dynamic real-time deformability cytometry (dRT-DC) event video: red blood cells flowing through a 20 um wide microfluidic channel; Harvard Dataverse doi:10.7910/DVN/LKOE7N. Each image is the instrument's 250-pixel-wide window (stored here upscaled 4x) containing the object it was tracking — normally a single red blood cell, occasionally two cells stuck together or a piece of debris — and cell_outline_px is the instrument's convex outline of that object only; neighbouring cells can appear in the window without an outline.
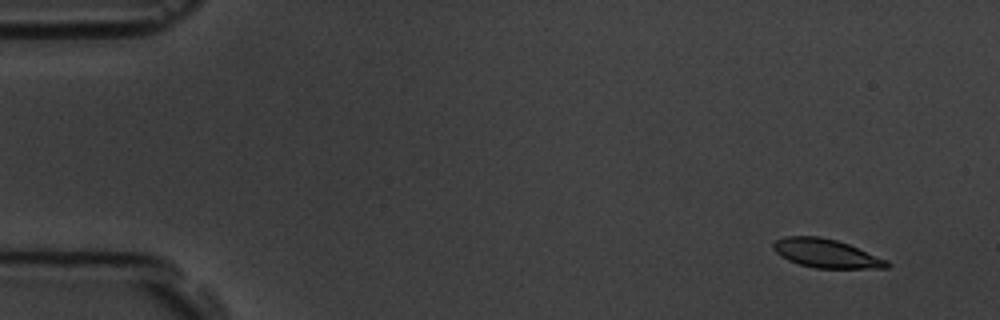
{"species": "common noctule bat (a hibernating species)", "species_latin": "Nyctalus noctula", "temperature_condition": "room temperature", "stored_images_in_passage": 6, "segment_of_instrument_passage": [1, 2], "camera_frame_rate_fps": 3000, "um_per_image_px": 0.085, "animal": {"sex": "male", "body_mass_g": 19.5, "forearm_length_mm": 54.6}, "frame": {"image": 1, "passage_image": 2, "time_ms": 1.0, "image_size_px": [1000, 320], "cell_outline_px": [[892, 264], [888, 268], [816, 268], [800, 264], [788, 260], [780, 256], [772, 248], [772, 244], [776, 240], [784, 236], [820, 236], [836, 240], [848, 244], [888, 260]], "centroid_in_image_um": [70.22, 21.53], "position_along_channel_um": 14.8, "area_um2": 19.02}}